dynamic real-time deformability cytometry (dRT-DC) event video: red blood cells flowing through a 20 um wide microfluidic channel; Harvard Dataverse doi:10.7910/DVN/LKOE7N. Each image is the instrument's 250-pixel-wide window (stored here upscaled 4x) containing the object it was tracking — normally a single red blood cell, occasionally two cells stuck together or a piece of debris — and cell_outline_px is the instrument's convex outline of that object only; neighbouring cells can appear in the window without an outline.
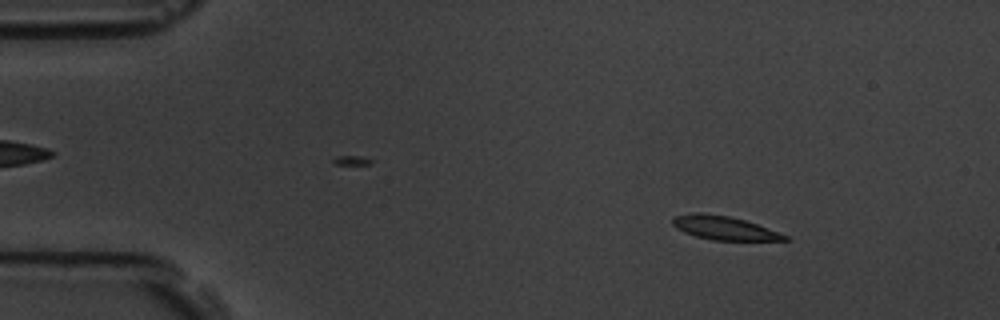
{"species": "common noctule bat (a hibernating species)", "species_latin": "Nyctalus noctula", "temperature_condition": "room temperature", "stored_images_in_passage": 57, "camera_frame_rate_fps": 3000, "um_per_image_px": 0.085, "animal": {"sex": "male", "body_mass_g": 19.5, "forearm_length_mm": 54.6}, "frame": {"image": 1, "passage_image": 8, "time_ms": 2.333, "image_size_px": [1000, 320], "cell_outline_px": [[792, 240], [712, 240], [696, 236], [684, 232], [676, 228], [672, 224], [672, 216], [692, 212], [700, 212], [728, 216], [744, 220], [756, 224], [788, 236]], "centroid_in_image_um": [61.48, 19.36], "position_along_channel_um": 23.5, "area_um2": 15.37}}
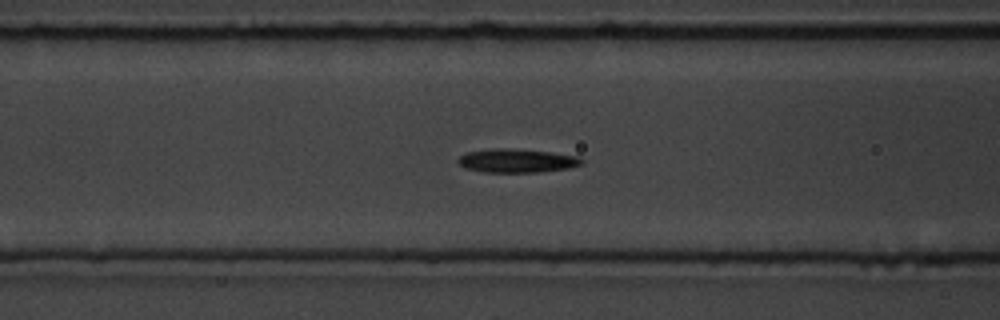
{"frame": {"image": 2, "passage_image": 23, "time_ms": 7.333, "image_size_px": [1000, 320], "cell_outline_px": [[584, 164], [568, 168], [540, 172], [484, 172], [464, 168], [456, 160], [460, 156], [468, 152], [492, 148], [508, 148], [548, 152], [576, 156], [584, 160]], "centroid_in_image_um": [43.92, 13.66], "position_along_channel_um": 122.7, "area_um2": 16.99}}
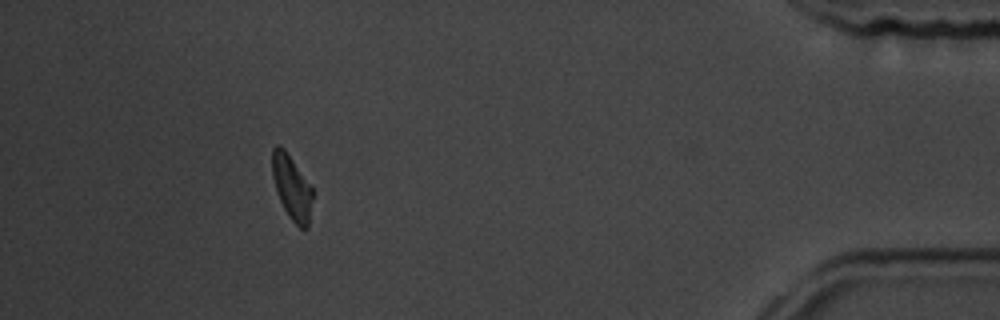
{"frame": {"image": 3, "passage_image": 52, "time_ms": 17.0, "image_size_px": [1000, 320], "cell_outline_px": [[312, 200], [308, 228], [304, 232], [288, 216], [276, 192], [272, 176], [272, 148], [276, 144], [280, 144], [284, 148], [312, 188]], "centroid_in_image_um": [24.78, 15.94], "position_along_channel_um": 410.4, "area_um2": 15.14}, "authors_computed_cell_mechanics": {"area_um2": 16.2418, "velocity_mm_per_s": 3.5819, "shape_relaxation_time_tau1_ms": 4.5932, "shape_relaxation_time_tau2_ms": null, "deformation_change_tau1": 0.154, "deformation_change_tau2": null}}